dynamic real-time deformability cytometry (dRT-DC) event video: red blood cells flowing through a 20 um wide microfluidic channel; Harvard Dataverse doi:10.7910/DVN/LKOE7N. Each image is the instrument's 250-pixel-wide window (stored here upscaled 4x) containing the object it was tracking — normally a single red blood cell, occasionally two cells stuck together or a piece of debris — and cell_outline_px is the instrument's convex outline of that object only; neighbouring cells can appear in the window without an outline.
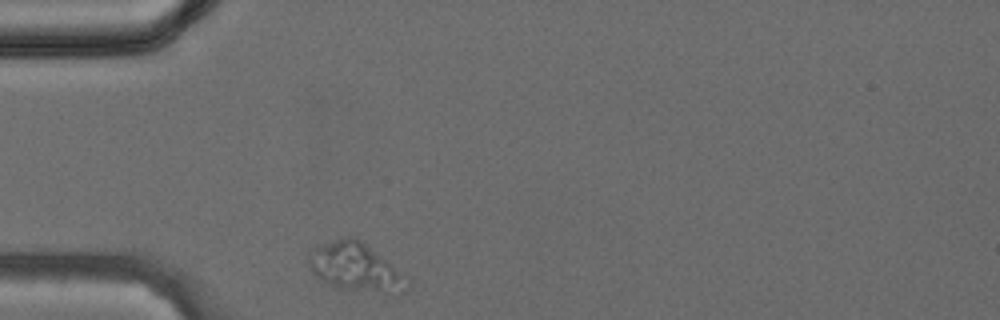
{"species": "common noctule bat (a hibernating species)", "species_latin": "Nyctalus noctula", "temperature_condition": "cold", "stored_images_in_passage": 23, "camera_frame_rate_fps": 3000, "um_per_image_px": 0.085, "animal": {"sex": "female", "body_mass_g": 24.6, "forearm_length_mm": 56.2}, "frame": {"image": 1, "passage_image": 1, "time_ms": 0.0, "image_size_px": [1000, 320], "cell_outline_px": [[412, 284], [408, 288], [348, 288], [332, 284], [320, 280], [312, 272], [308, 264], [308, 252], [316, 244], [340, 236], [356, 236], [412, 280]], "centroid_in_image_um": [30.1, 22.55], "position_along_channel_um": 54.9, "area_um2": 26.7}}
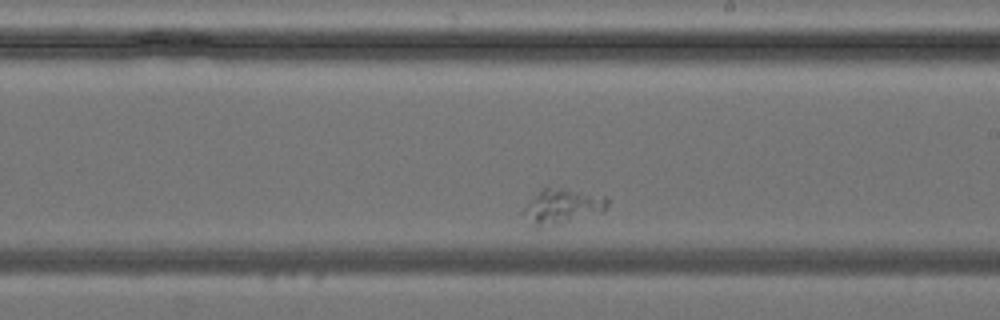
{"frame": {"image": 2, "passage_image": 14, "time_ms": 4.333, "image_size_px": [1000, 320], "cell_outline_px": [[608, 204], [604, 212], [560, 224], [536, 228], [532, 228], [524, 208], [540, 188], [548, 188], [580, 192], [608, 196]], "centroid_in_image_um": [47.83, 17.57], "position_along_channel_um": 241.2, "area_um2": 16.76}}
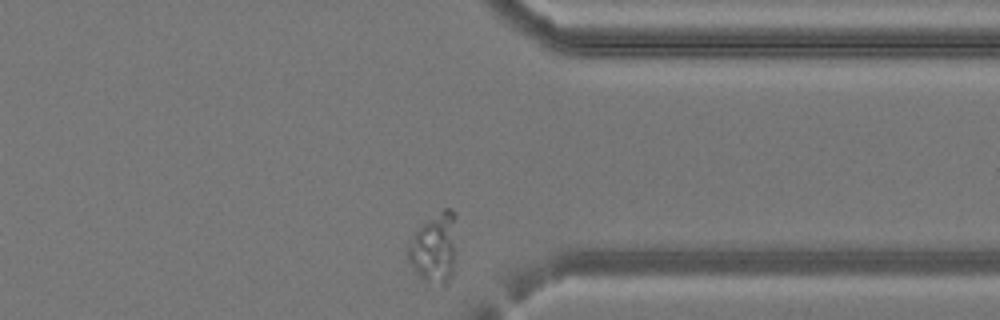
{"frame": {"image": 3, "passage_image": 23, "time_ms": 7.333, "image_size_px": [1000, 320], "cell_outline_px": [[456, 260], [452, 276], [444, 284], [424, 284], [412, 268], [408, 260], [408, 240], [416, 228], [444, 208], [452, 208], [456, 212]], "centroid_in_image_um": [36.93, 21.08], "position_along_channel_um": 374.5, "area_um2": 20.81}}